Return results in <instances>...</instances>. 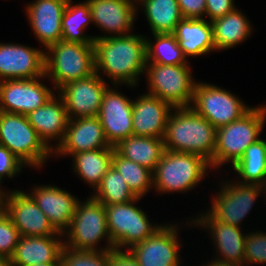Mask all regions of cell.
I'll return each mask as SVG.
<instances>
[{"label":"cell","mask_w":266,"mask_h":266,"mask_svg":"<svg viewBox=\"0 0 266 266\" xmlns=\"http://www.w3.org/2000/svg\"><path fill=\"white\" fill-rule=\"evenodd\" d=\"M114 149L120 156L154 171L165 146L163 138L132 135L120 141Z\"/></svg>","instance_id":"28"},{"label":"cell","mask_w":266,"mask_h":266,"mask_svg":"<svg viewBox=\"0 0 266 266\" xmlns=\"http://www.w3.org/2000/svg\"><path fill=\"white\" fill-rule=\"evenodd\" d=\"M140 197L124 204L105 205L109 234L117 250L130 248L153 235L163 224L152 225L148 215L134 206Z\"/></svg>","instance_id":"9"},{"label":"cell","mask_w":266,"mask_h":266,"mask_svg":"<svg viewBox=\"0 0 266 266\" xmlns=\"http://www.w3.org/2000/svg\"><path fill=\"white\" fill-rule=\"evenodd\" d=\"M113 88L110 86L104 92L98 117L107 142L115 147L133 135V100Z\"/></svg>","instance_id":"16"},{"label":"cell","mask_w":266,"mask_h":266,"mask_svg":"<svg viewBox=\"0 0 266 266\" xmlns=\"http://www.w3.org/2000/svg\"><path fill=\"white\" fill-rule=\"evenodd\" d=\"M19 237L18 229L0 206V255L10 259L14 254Z\"/></svg>","instance_id":"38"},{"label":"cell","mask_w":266,"mask_h":266,"mask_svg":"<svg viewBox=\"0 0 266 266\" xmlns=\"http://www.w3.org/2000/svg\"><path fill=\"white\" fill-rule=\"evenodd\" d=\"M46 75L34 79H13L0 82V111L27 115L42 107L55 89L41 82ZM54 90V91H53Z\"/></svg>","instance_id":"13"},{"label":"cell","mask_w":266,"mask_h":266,"mask_svg":"<svg viewBox=\"0 0 266 266\" xmlns=\"http://www.w3.org/2000/svg\"><path fill=\"white\" fill-rule=\"evenodd\" d=\"M90 23L92 24V18L88 2L85 0L81 3L74 4L72 0H68L62 15L61 40L81 44H93L94 36H87L83 33Z\"/></svg>","instance_id":"32"},{"label":"cell","mask_w":266,"mask_h":266,"mask_svg":"<svg viewBox=\"0 0 266 266\" xmlns=\"http://www.w3.org/2000/svg\"><path fill=\"white\" fill-rule=\"evenodd\" d=\"M132 106L133 135L164 138L167 120L174 107L147 93L136 97Z\"/></svg>","instance_id":"23"},{"label":"cell","mask_w":266,"mask_h":266,"mask_svg":"<svg viewBox=\"0 0 266 266\" xmlns=\"http://www.w3.org/2000/svg\"><path fill=\"white\" fill-rule=\"evenodd\" d=\"M45 75V51L17 43H0V82Z\"/></svg>","instance_id":"17"},{"label":"cell","mask_w":266,"mask_h":266,"mask_svg":"<svg viewBox=\"0 0 266 266\" xmlns=\"http://www.w3.org/2000/svg\"><path fill=\"white\" fill-rule=\"evenodd\" d=\"M67 2L68 0H35L25 6L31 29L45 49L61 40L62 15Z\"/></svg>","instance_id":"22"},{"label":"cell","mask_w":266,"mask_h":266,"mask_svg":"<svg viewBox=\"0 0 266 266\" xmlns=\"http://www.w3.org/2000/svg\"><path fill=\"white\" fill-rule=\"evenodd\" d=\"M0 145L30 168H41L53 156V150L39 137L27 115L0 111Z\"/></svg>","instance_id":"7"},{"label":"cell","mask_w":266,"mask_h":266,"mask_svg":"<svg viewBox=\"0 0 266 266\" xmlns=\"http://www.w3.org/2000/svg\"><path fill=\"white\" fill-rule=\"evenodd\" d=\"M234 3V0H206L205 15L209 21L223 17L236 8Z\"/></svg>","instance_id":"40"},{"label":"cell","mask_w":266,"mask_h":266,"mask_svg":"<svg viewBox=\"0 0 266 266\" xmlns=\"http://www.w3.org/2000/svg\"><path fill=\"white\" fill-rule=\"evenodd\" d=\"M173 35L187 60L216 51L211 21L205 18H183Z\"/></svg>","instance_id":"26"},{"label":"cell","mask_w":266,"mask_h":266,"mask_svg":"<svg viewBox=\"0 0 266 266\" xmlns=\"http://www.w3.org/2000/svg\"><path fill=\"white\" fill-rule=\"evenodd\" d=\"M114 148H102L73 154L72 168L81 180L96 189L112 166Z\"/></svg>","instance_id":"29"},{"label":"cell","mask_w":266,"mask_h":266,"mask_svg":"<svg viewBox=\"0 0 266 266\" xmlns=\"http://www.w3.org/2000/svg\"><path fill=\"white\" fill-rule=\"evenodd\" d=\"M220 184L222 185L219 192L212 197V203L207 212L220 223L241 227L242 220L250 213L256 198L261 193L266 194V187L232 180L231 182L225 180Z\"/></svg>","instance_id":"11"},{"label":"cell","mask_w":266,"mask_h":266,"mask_svg":"<svg viewBox=\"0 0 266 266\" xmlns=\"http://www.w3.org/2000/svg\"><path fill=\"white\" fill-rule=\"evenodd\" d=\"M178 228L175 224H164L153 235L127 250L140 266H181Z\"/></svg>","instance_id":"14"},{"label":"cell","mask_w":266,"mask_h":266,"mask_svg":"<svg viewBox=\"0 0 266 266\" xmlns=\"http://www.w3.org/2000/svg\"><path fill=\"white\" fill-rule=\"evenodd\" d=\"M0 206L10 217L20 236L63 235L50 224L47 216L24 191L0 192Z\"/></svg>","instance_id":"12"},{"label":"cell","mask_w":266,"mask_h":266,"mask_svg":"<svg viewBox=\"0 0 266 266\" xmlns=\"http://www.w3.org/2000/svg\"><path fill=\"white\" fill-rule=\"evenodd\" d=\"M64 246L75 250L111 251L112 243L105 205L91 196L86 201H78L70 227L63 233ZM106 240L104 248L98 243Z\"/></svg>","instance_id":"6"},{"label":"cell","mask_w":266,"mask_h":266,"mask_svg":"<svg viewBox=\"0 0 266 266\" xmlns=\"http://www.w3.org/2000/svg\"><path fill=\"white\" fill-rule=\"evenodd\" d=\"M112 166L119 171L137 197L142 198L153 188V171L120 156L115 150L112 155Z\"/></svg>","instance_id":"35"},{"label":"cell","mask_w":266,"mask_h":266,"mask_svg":"<svg viewBox=\"0 0 266 266\" xmlns=\"http://www.w3.org/2000/svg\"><path fill=\"white\" fill-rule=\"evenodd\" d=\"M32 190L27 194L47 216L54 229L63 234L70 227L79 199L71 192L53 185H35Z\"/></svg>","instance_id":"21"},{"label":"cell","mask_w":266,"mask_h":266,"mask_svg":"<svg viewBox=\"0 0 266 266\" xmlns=\"http://www.w3.org/2000/svg\"><path fill=\"white\" fill-rule=\"evenodd\" d=\"M216 130L192 107H174L163 138L165 150L197 154L210 163L216 147Z\"/></svg>","instance_id":"2"},{"label":"cell","mask_w":266,"mask_h":266,"mask_svg":"<svg viewBox=\"0 0 266 266\" xmlns=\"http://www.w3.org/2000/svg\"><path fill=\"white\" fill-rule=\"evenodd\" d=\"M109 266H140L128 250L113 249L109 251Z\"/></svg>","instance_id":"42"},{"label":"cell","mask_w":266,"mask_h":266,"mask_svg":"<svg viewBox=\"0 0 266 266\" xmlns=\"http://www.w3.org/2000/svg\"><path fill=\"white\" fill-rule=\"evenodd\" d=\"M202 266H246L243 263H230V262H224V261H208V263L202 265Z\"/></svg>","instance_id":"43"},{"label":"cell","mask_w":266,"mask_h":266,"mask_svg":"<svg viewBox=\"0 0 266 266\" xmlns=\"http://www.w3.org/2000/svg\"><path fill=\"white\" fill-rule=\"evenodd\" d=\"M61 237L64 236H20L14 254L10 258V265L59 264L60 254L64 246V238Z\"/></svg>","instance_id":"25"},{"label":"cell","mask_w":266,"mask_h":266,"mask_svg":"<svg viewBox=\"0 0 266 266\" xmlns=\"http://www.w3.org/2000/svg\"><path fill=\"white\" fill-rule=\"evenodd\" d=\"M0 266H11L10 259L0 255Z\"/></svg>","instance_id":"44"},{"label":"cell","mask_w":266,"mask_h":266,"mask_svg":"<svg viewBox=\"0 0 266 266\" xmlns=\"http://www.w3.org/2000/svg\"><path fill=\"white\" fill-rule=\"evenodd\" d=\"M27 118L50 149L54 150L63 141L69 116L63 98L59 94L52 96L42 107L31 111L27 114ZM52 141H57V144L51 145Z\"/></svg>","instance_id":"24"},{"label":"cell","mask_w":266,"mask_h":266,"mask_svg":"<svg viewBox=\"0 0 266 266\" xmlns=\"http://www.w3.org/2000/svg\"><path fill=\"white\" fill-rule=\"evenodd\" d=\"M216 51L228 50L246 41L253 27L245 14L235 8L223 17L211 21Z\"/></svg>","instance_id":"27"},{"label":"cell","mask_w":266,"mask_h":266,"mask_svg":"<svg viewBox=\"0 0 266 266\" xmlns=\"http://www.w3.org/2000/svg\"><path fill=\"white\" fill-rule=\"evenodd\" d=\"M107 82L96 72L66 83L57 92L63 98L69 120L99 115Z\"/></svg>","instance_id":"15"},{"label":"cell","mask_w":266,"mask_h":266,"mask_svg":"<svg viewBox=\"0 0 266 266\" xmlns=\"http://www.w3.org/2000/svg\"><path fill=\"white\" fill-rule=\"evenodd\" d=\"M266 120V105L252 107L240 119L216 130V147L211 170L226 163L233 166L245 150L260 139Z\"/></svg>","instance_id":"3"},{"label":"cell","mask_w":266,"mask_h":266,"mask_svg":"<svg viewBox=\"0 0 266 266\" xmlns=\"http://www.w3.org/2000/svg\"><path fill=\"white\" fill-rule=\"evenodd\" d=\"M32 266H60V264H45V263H37Z\"/></svg>","instance_id":"45"},{"label":"cell","mask_w":266,"mask_h":266,"mask_svg":"<svg viewBox=\"0 0 266 266\" xmlns=\"http://www.w3.org/2000/svg\"><path fill=\"white\" fill-rule=\"evenodd\" d=\"M90 7L92 24L101 31L110 34L94 36L100 39L108 36H126L131 34L137 19L136 0H86Z\"/></svg>","instance_id":"18"},{"label":"cell","mask_w":266,"mask_h":266,"mask_svg":"<svg viewBox=\"0 0 266 266\" xmlns=\"http://www.w3.org/2000/svg\"><path fill=\"white\" fill-rule=\"evenodd\" d=\"M154 41L145 37L146 61L162 65L189 64L173 34H152Z\"/></svg>","instance_id":"34"},{"label":"cell","mask_w":266,"mask_h":266,"mask_svg":"<svg viewBox=\"0 0 266 266\" xmlns=\"http://www.w3.org/2000/svg\"><path fill=\"white\" fill-rule=\"evenodd\" d=\"M243 184H255L266 187V139L260 138L251 144L241 159L232 166Z\"/></svg>","instance_id":"31"},{"label":"cell","mask_w":266,"mask_h":266,"mask_svg":"<svg viewBox=\"0 0 266 266\" xmlns=\"http://www.w3.org/2000/svg\"><path fill=\"white\" fill-rule=\"evenodd\" d=\"M60 266H109V251L75 250L62 247Z\"/></svg>","instance_id":"36"},{"label":"cell","mask_w":266,"mask_h":266,"mask_svg":"<svg viewBox=\"0 0 266 266\" xmlns=\"http://www.w3.org/2000/svg\"><path fill=\"white\" fill-rule=\"evenodd\" d=\"M95 72L104 73L112 85H138L139 76L146 69L145 36L128 34L94 40ZM114 83V84H113Z\"/></svg>","instance_id":"1"},{"label":"cell","mask_w":266,"mask_h":266,"mask_svg":"<svg viewBox=\"0 0 266 266\" xmlns=\"http://www.w3.org/2000/svg\"><path fill=\"white\" fill-rule=\"evenodd\" d=\"M232 92L216 85L197 82L191 107L216 129L240 119L251 107Z\"/></svg>","instance_id":"10"},{"label":"cell","mask_w":266,"mask_h":266,"mask_svg":"<svg viewBox=\"0 0 266 266\" xmlns=\"http://www.w3.org/2000/svg\"><path fill=\"white\" fill-rule=\"evenodd\" d=\"M142 6L152 34H173L183 19L177 0H136Z\"/></svg>","instance_id":"30"},{"label":"cell","mask_w":266,"mask_h":266,"mask_svg":"<svg viewBox=\"0 0 266 266\" xmlns=\"http://www.w3.org/2000/svg\"><path fill=\"white\" fill-rule=\"evenodd\" d=\"M183 18H204L206 0H177Z\"/></svg>","instance_id":"41"},{"label":"cell","mask_w":266,"mask_h":266,"mask_svg":"<svg viewBox=\"0 0 266 266\" xmlns=\"http://www.w3.org/2000/svg\"><path fill=\"white\" fill-rule=\"evenodd\" d=\"M145 77L149 95L173 107H191L196 87L189 64L162 65L146 63Z\"/></svg>","instance_id":"8"},{"label":"cell","mask_w":266,"mask_h":266,"mask_svg":"<svg viewBox=\"0 0 266 266\" xmlns=\"http://www.w3.org/2000/svg\"><path fill=\"white\" fill-rule=\"evenodd\" d=\"M26 165L18 159L8 148L0 145V192L3 191L2 180L3 178L17 177Z\"/></svg>","instance_id":"39"},{"label":"cell","mask_w":266,"mask_h":266,"mask_svg":"<svg viewBox=\"0 0 266 266\" xmlns=\"http://www.w3.org/2000/svg\"><path fill=\"white\" fill-rule=\"evenodd\" d=\"M48 50V51H47ZM95 73L94 44L60 40L45 51V75L55 91L66 83L87 78Z\"/></svg>","instance_id":"4"},{"label":"cell","mask_w":266,"mask_h":266,"mask_svg":"<svg viewBox=\"0 0 266 266\" xmlns=\"http://www.w3.org/2000/svg\"><path fill=\"white\" fill-rule=\"evenodd\" d=\"M209 166L200 155L165 150L153 171V188L158 194L188 192L209 175Z\"/></svg>","instance_id":"5"},{"label":"cell","mask_w":266,"mask_h":266,"mask_svg":"<svg viewBox=\"0 0 266 266\" xmlns=\"http://www.w3.org/2000/svg\"><path fill=\"white\" fill-rule=\"evenodd\" d=\"M114 148L107 142L98 116L69 120L63 141L53 150L56 156Z\"/></svg>","instance_id":"20"},{"label":"cell","mask_w":266,"mask_h":266,"mask_svg":"<svg viewBox=\"0 0 266 266\" xmlns=\"http://www.w3.org/2000/svg\"><path fill=\"white\" fill-rule=\"evenodd\" d=\"M257 231L246 234L244 264H266V232ZM248 264V265H247Z\"/></svg>","instance_id":"37"},{"label":"cell","mask_w":266,"mask_h":266,"mask_svg":"<svg viewBox=\"0 0 266 266\" xmlns=\"http://www.w3.org/2000/svg\"><path fill=\"white\" fill-rule=\"evenodd\" d=\"M91 197L104 205L124 204L138 198L113 166L104 175Z\"/></svg>","instance_id":"33"},{"label":"cell","mask_w":266,"mask_h":266,"mask_svg":"<svg viewBox=\"0 0 266 266\" xmlns=\"http://www.w3.org/2000/svg\"><path fill=\"white\" fill-rule=\"evenodd\" d=\"M189 225L205 228L211 234L216 248L214 261L244 264V249L246 234L242 227H235L216 221L207 211L202 212L197 218H191ZM209 230V231H208Z\"/></svg>","instance_id":"19"}]
</instances>
